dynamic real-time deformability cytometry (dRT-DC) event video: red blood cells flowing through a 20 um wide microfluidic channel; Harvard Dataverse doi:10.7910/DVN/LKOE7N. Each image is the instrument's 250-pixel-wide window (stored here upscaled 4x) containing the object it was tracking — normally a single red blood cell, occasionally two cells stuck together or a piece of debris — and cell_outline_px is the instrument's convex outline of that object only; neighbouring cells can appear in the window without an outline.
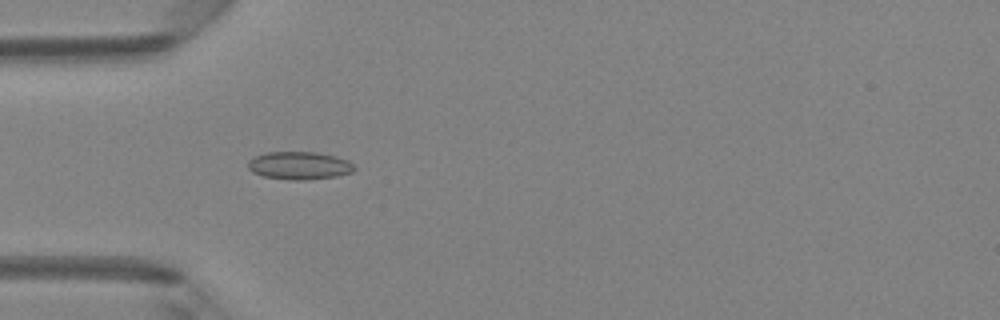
{"species": "Egyptian fruit bat (a non-hibernating species)", "species_latin": "Rousettus aegyptiacus", "temperature_condition": "room temperature", "stored_images_in_passage": 47, "camera_frame_rate_fps": 3000, "um_per_image_px": 0.085, "animal": {"sex": "female"}, "frame": {"image": 1, "passage_image": 14, "time_ms": 4.333, "image_size_px": [1000, 320], "cell_outline_px": [[356, 168], [352, 172], [336, 176], [304, 180], [292, 180], [264, 176], [252, 172], [248, 168], [248, 160], [256, 156], [268, 152], [316, 152], [336, 156], [348, 160]], "centroid_in_image_um": [25.45, 14.07], "position_along_channel_um": 59.6, "area_um2": 17.17}}
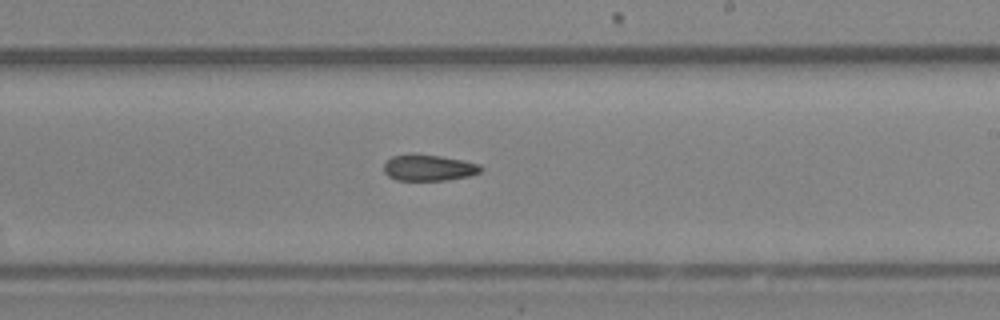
{"frame": {"image": 2, "passage_image": 28, "time_ms": 9.0, "image_size_px": [1000, 320], "cell_outline_px": [[484, 168], [480, 172], [468, 176], [448, 180], [396, 180], [388, 176], [384, 172], [384, 164], [392, 156], [408, 152], [416, 152], [464, 160], [480, 164]], "centroid_in_image_um": [36.43, 14.23], "position_along_channel_um": 252.6, "area_um2": 15.2}}
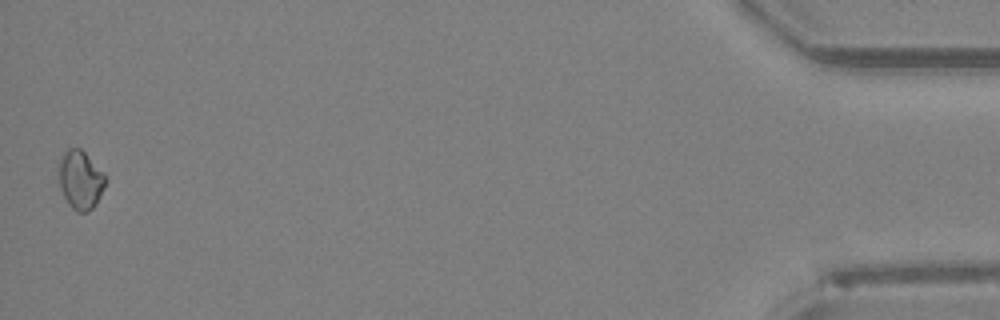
{"frame": {"image": 3, "passage_image": 47, "time_ms": 15.333, "image_size_px": [1000, 320], "cell_outline_px": [[108, 180], [96, 204], [88, 212], [76, 212], [68, 204], [60, 188], [60, 160], [64, 152], [68, 148], [80, 148], [104, 172]], "centroid_in_image_um": [6.87, 15.31], "position_along_channel_um": 428.3, "area_um2": 15.9}, "authors_computed_cell_mechanics": {"area_um2": 15.5482, "velocity_mm_per_s": 4.1925, "shape_relaxation_time_tau1_ms": null, "shape_relaxation_time_tau2_ms": 10.4512, "deformation_change_tau1": null, "deformation_change_tau2": 0.1463}}